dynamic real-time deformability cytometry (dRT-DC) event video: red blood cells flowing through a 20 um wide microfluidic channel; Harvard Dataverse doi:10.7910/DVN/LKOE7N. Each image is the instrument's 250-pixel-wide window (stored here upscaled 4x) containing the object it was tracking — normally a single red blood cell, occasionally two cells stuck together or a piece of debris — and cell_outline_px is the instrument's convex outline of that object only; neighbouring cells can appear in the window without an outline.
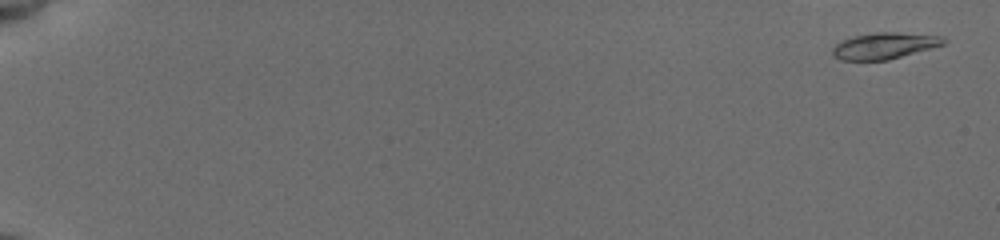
{"species": "common noctule bat (a hibernating species)", "species_latin": "Nyctalus noctula", "temperature_condition": "cold", "stored_images_in_passage": 34, "camera_frame_rate_fps": 3000, "um_per_image_px": 0.085, "animal": {"sex": "female", "body_mass_g": 19.5, "forearm_length_mm": 54.1}, "frame": {"image": 1, "passage_image": 3, "time_ms": 0.333, "image_size_px": [1000, 240], "cell_outline_px": [[948, 40], [944, 44], [888, 60], [840, 60], [832, 56], [832, 48], [840, 40], [852, 36], [876, 32], [896, 32], [944, 36]], "centroid_in_image_um": [75.15, 3.88], "position_along_channel_um": 9.9, "area_um2": 17.17}}